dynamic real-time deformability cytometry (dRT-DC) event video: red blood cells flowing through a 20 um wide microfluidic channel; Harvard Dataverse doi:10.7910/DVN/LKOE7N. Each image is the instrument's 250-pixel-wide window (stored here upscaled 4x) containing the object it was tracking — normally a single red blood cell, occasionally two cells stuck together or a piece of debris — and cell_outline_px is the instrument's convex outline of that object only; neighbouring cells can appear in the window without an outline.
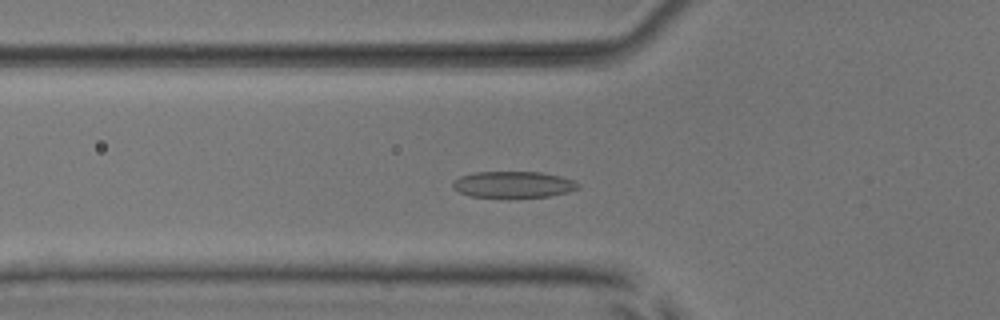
{"species": "common noctule bat (a hibernating species)", "species_latin": "Nyctalus noctula", "temperature_condition": "room temperature", "stored_images_in_passage": 51, "camera_frame_rate_fps": 3000, "um_per_image_px": 0.085, "animal": {"sex": "male", "body_mass_g": 17.9, "forearm_length_mm": 54.2}, "frame": {"image": 1, "passage_image": 17, "time_ms": 5.333, "image_size_px": [1000, 320], "cell_outline_px": [[580, 184], [576, 188], [568, 192], [548, 196], [468, 196], [452, 188], [452, 184], [460, 176], [476, 172], [540, 172], [560, 176], [572, 180]], "centroid_in_image_um": [43.61, 15.66], "position_along_channel_um": 82.2, "area_um2": 18.73}}
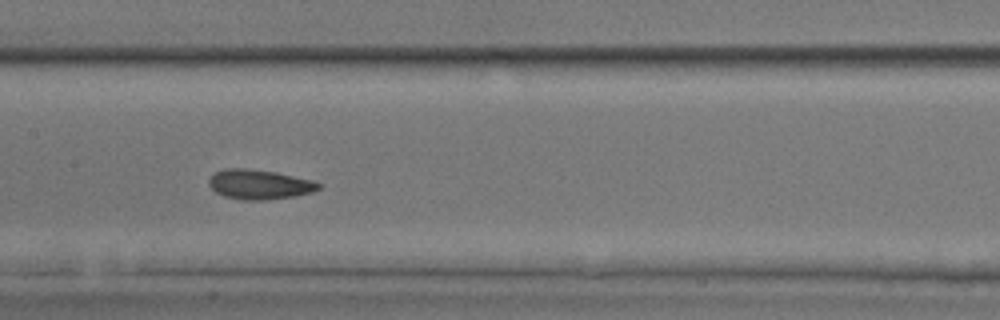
{"frame": {"image": 2, "passage_image": 25, "time_ms": 8.0, "image_size_px": [1000, 320], "cell_outline_px": [[320, 188], [312, 192], [296, 196], [264, 200], [244, 200], [224, 196], [216, 192], [208, 184], [208, 180], [212, 172], [224, 168], [248, 168], [276, 172], [312, 180], [320, 184]], "centroid_in_image_um": [22.0, 15.66], "position_along_channel_um": 185.4, "area_um2": 19.13}}
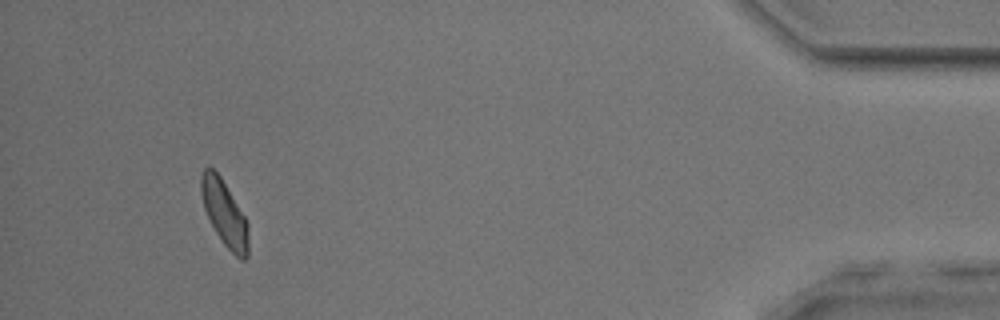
{"frame": {"image": 3, "passage_image": 48, "time_ms": 15.667, "image_size_px": [1000, 320], "cell_outline_px": [[248, 256], [244, 260], [240, 260], [224, 244], [216, 232], [204, 208], [200, 192], [200, 176], [204, 168], [212, 168], [220, 176], [244, 216], [248, 224]], "centroid_in_image_um": [19.07, 18.14], "position_along_channel_um": 416.1, "area_um2": 17.74}, "authors_computed_cell_mechanics": {"area_um2": 18.8428, "velocity_mm_per_s": 3.8735, "shape_relaxation_time_tau1_ms": 3.0893, "shape_relaxation_time_tau2_ms": 2.5195, "deformation_change_tau1": 0.1163, "deformation_change_tau2": 0.0868}}